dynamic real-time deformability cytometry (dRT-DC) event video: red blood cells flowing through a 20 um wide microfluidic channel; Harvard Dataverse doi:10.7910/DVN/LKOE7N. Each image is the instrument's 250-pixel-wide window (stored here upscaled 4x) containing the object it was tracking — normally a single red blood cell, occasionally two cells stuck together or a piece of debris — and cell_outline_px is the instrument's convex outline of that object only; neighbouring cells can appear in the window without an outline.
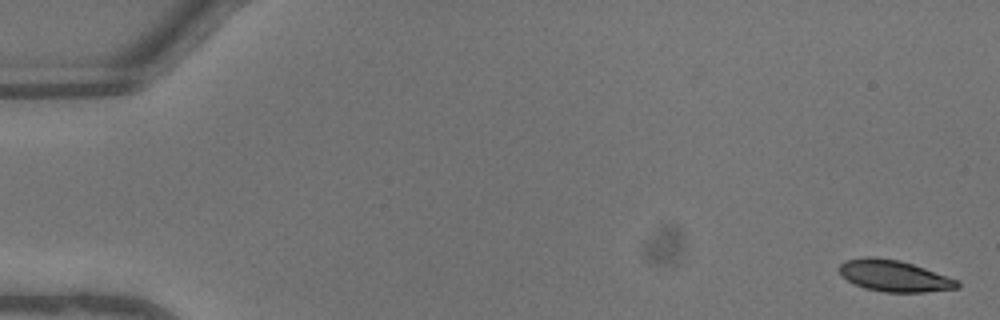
{"species": "common noctule bat (a hibernating species)", "species_latin": "Nyctalus noctula", "temperature_condition": "warm", "stored_images_in_passage": 45, "camera_frame_rate_fps": 3000, "um_per_image_px": 0.085, "animal": {"sex": "male", "body_mass_g": 13.3}, "frame": {"image": 1, "passage_image": 1, "time_ms": 0.0, "image_size_px": [1000, 320], "cell_outline_px": [[960, 288], [924, 292], [884, 292], [864, 288], [840, 276], [840, 264], [844, 260], [864, 256], [876, 256], [900, 260], [960, 280]], "centroid_in_image_um": [76.0, 23.44], "position_along_channel_um": 9.0, "area_um2": 21.79}}
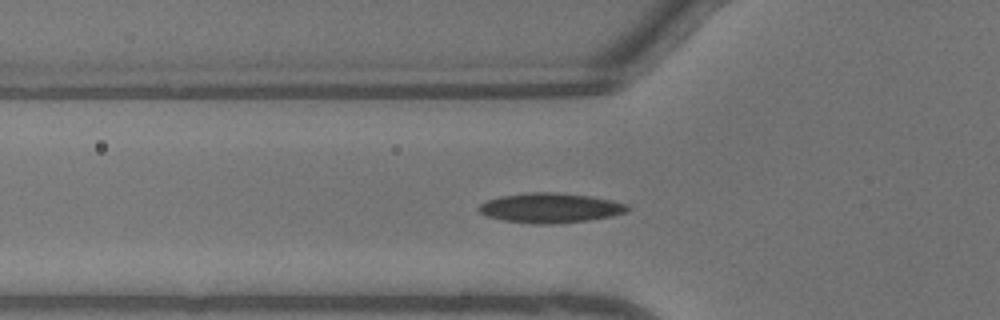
{"frame": {"image": 2, "passage_image": 16, "time_ms": 5.0, "image_size_px": [1000, 320], "cell_outline_px": [[632, 208], [628, 212], [612, 216], [588, 220], [548, 224], [540, 224], [504, 220], [484, 216], [476, 208], [480, 204], [488, 200], [500, 196], [532, 192], [552, 192], [588, 196], [628, 204]], "centroid_in_image_um": [46.77, 17.67], "position_along_channel_um": 79.0, "area_um2": 25.61}}
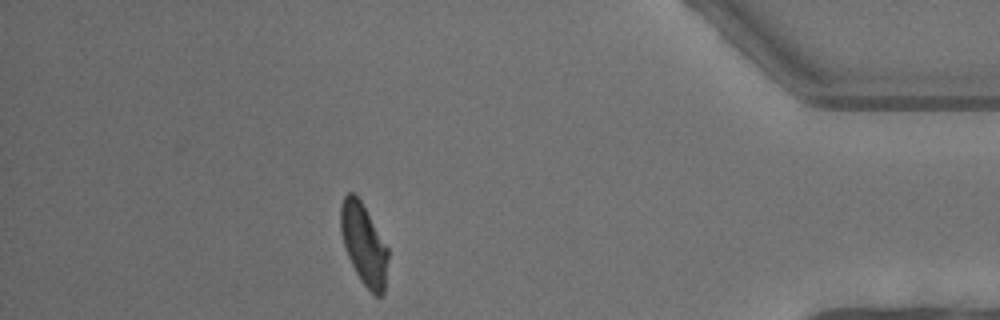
{"frame": {"image": 3, "passage_image": 40, "time_ms": 13.0, "image_size_px": [1000, 320], "cell_outline_px": [[388, 260], [384, 292], [380, 296], [376, 296], [360, 280], [348, 256], [340, 232], [340, 204], [344, 196], [348, 192], [352, 192], [360, 200], [388, 248]], "centroid_in_image_um": [30.91, 20.75], "position_along_channel_um": 404.3, "area_um2": 22.08}, "authors_computed_cell_mechanics": {"area_um2": 23.409, "velocity_mm_per_s": 4.6142, "shape_relaxation_time_tau1_ms": 3.9042, "shape_relaxation_time_tau2_ms": 2.0791, "deformation_change_tau1": 0.1379, "deformation_change_tau2": 0.0804}}